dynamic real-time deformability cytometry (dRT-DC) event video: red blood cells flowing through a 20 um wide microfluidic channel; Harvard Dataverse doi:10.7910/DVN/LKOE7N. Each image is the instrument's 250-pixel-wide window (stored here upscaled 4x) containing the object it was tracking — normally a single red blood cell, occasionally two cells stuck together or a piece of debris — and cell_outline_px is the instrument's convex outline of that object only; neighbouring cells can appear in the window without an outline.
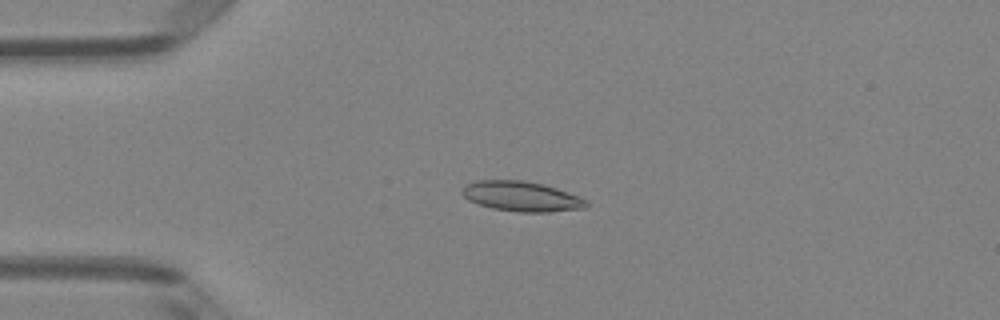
{"species": "Egyptian fruit bat (a non-hibernating species)", "species_latin": "Rousettus aegyptiacus", "temperature_condition": "room temperature", "stored_images_in_passage": 51, "camera_frame_rate_fps": 3000, "um_per_image_px": 0.085, "animal": {"sex": "female"}, "frame": {"image": 1, "passage_image": 13, "time_ms": 4.0, "image_size_px": [1000, 320], "cell_outline_px": [[588, 204], [584, 208], [548, 212], [520, 212], [492, 208], [468, 200], [460, 192], [464, 184], [480, 180], [520, 180], [544, 184], [580, 196], [588, 200]], "centroid_in_image_um": [44.33, 16.68], "position_along_channel_um": 40.7, "area_um2": 21.73}}
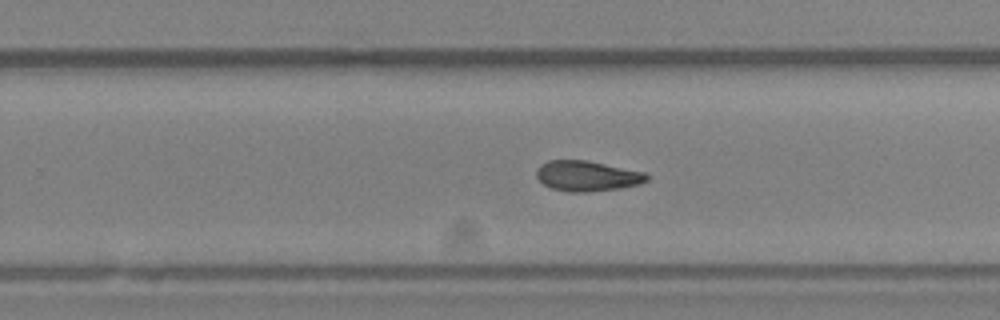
{"frame": {"image": 2, "passage_image": 33, "time_ms": 10.667, "image_size_px": [1000, 320], "cell_outline_px": [[648, 180], [640, 184], [620, 188], [584, 192], [568, 192], [552, 188], [544, 184], [536, 176], [536, 168], [540, 164], [548, 160], [584, 160], [644, 172], [648, 176]], "centroid_in_image_um": [49.87, 14.96], "position_along_channel_um": 279.9, "area_um2": 19.36}}
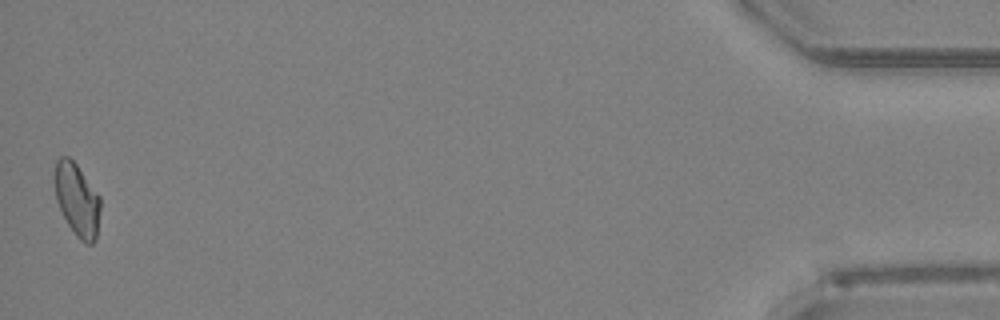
{"frame": {"image": 3, "passage_image": 51, "time_ms": 16.667, "image_size_px": [1000, 320], "cell_outline_px": [[100, 212], [96, 240], [92, 244], [84, 244], [76, 236], [68, 224], [56, 200], [52, 176], [52, 172], [56, 160], [60, 156], [68, 156], [76, 164], [100, 196]], "centroid_in_image_um": [6.52, 16.95], "position_along_channel_um": 428.7, "area_um2": 19.77}}